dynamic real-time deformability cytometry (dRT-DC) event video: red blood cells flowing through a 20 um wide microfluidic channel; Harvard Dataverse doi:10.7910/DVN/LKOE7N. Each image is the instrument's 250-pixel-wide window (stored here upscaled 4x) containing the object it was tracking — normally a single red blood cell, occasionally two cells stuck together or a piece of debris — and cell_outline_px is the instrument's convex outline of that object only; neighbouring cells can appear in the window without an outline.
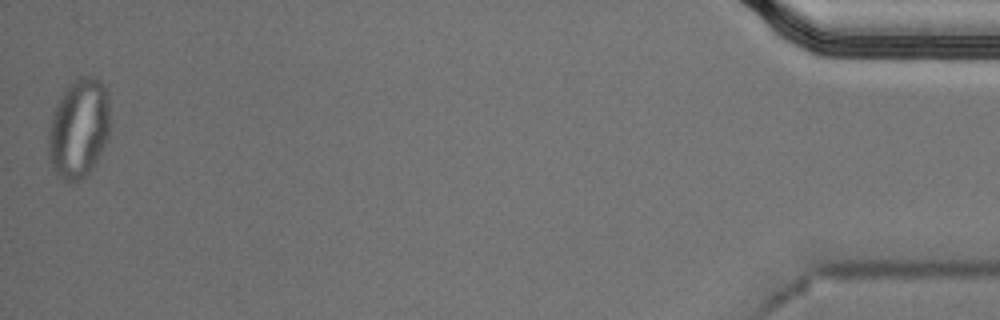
{"species": "Egyptian fruit bat (a non-hibernating species)", "species_latin": "Rousettus aegyptiacus", "temperature_condition": "cold", "stored_images_in_passage": 41, "segment_of_instrument_passage": [2, 2], "camera_frame_rate_fps": 3000, "um_per_image_px": 0.085, "animal": {"sex": "male"}, "frame": {"image": 1, "passage_image": 41, "time_ms": 13.333, "image_size_px": [1000, 320], "cell_outline_px": [[108, 136], [100, 156], [88, 176], [80, 180], [60, 180], [56, 176], [52, 168], [48, 156], [48, 132], [52, 112], [56, 104], [72, 80], [76, 76], [96, 76], [104, 84], [108, 92]], "centroid_in_image_um": [6.68, 10.92], "position_along_channel_um": 428.5, "area_um2": 36.24}}